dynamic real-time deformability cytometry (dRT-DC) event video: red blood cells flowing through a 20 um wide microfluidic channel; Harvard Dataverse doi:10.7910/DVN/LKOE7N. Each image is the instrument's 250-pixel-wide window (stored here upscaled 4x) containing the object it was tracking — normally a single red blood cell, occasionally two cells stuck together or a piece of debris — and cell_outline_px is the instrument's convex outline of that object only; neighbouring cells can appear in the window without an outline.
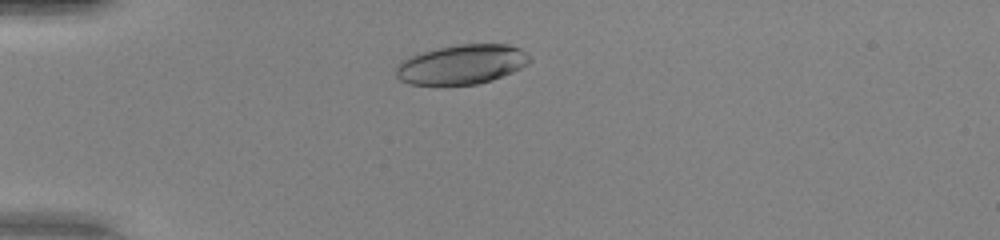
{"species": "human", "species_latin": "Homo sapiens", "temperature_condition": "warm", "stored_images_in_passage": 37, "camera_frame_rate_fps": 3000, "um_per_image_px": 0.085, "donor": {"sex": "female"}, "frame": {"image": 1, "passage_image": 1, "time_ms": 0.0, "image_size_px": [1000, 240], "cell_outline_px": [[532, 60], [528, 64], [512, 72], [492, 80], [476, 84], [444, 88], [408, 84], [400, 80], [396, 76], [396, 64], [400, 60], [408, 56], [420, 52], [460, 44], [508, 44], [520, 48]], "centroid_in_image_um": [39.17, 5.52], "position_along_channel_um": 45.8, "area_um2": 31.73}}
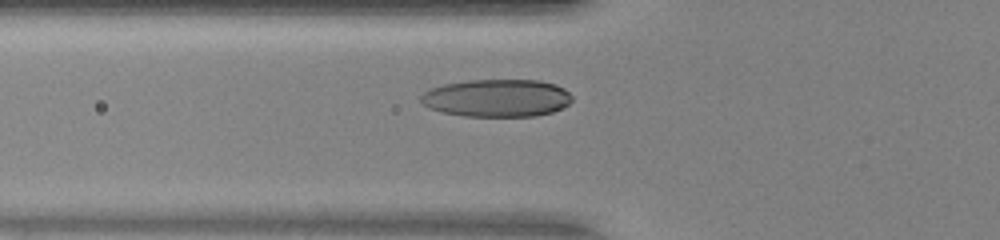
{"frame": {"image": 2, "passage_image": 6, "time_ms": 1.667, "image_size_px": [1000, 240], "cell_outline_px": [[572, 100], [568, 104], [552, 112], [536, 116], [464, 116], [444, 112], [428, 108], [420, 100], [420, 96], [424, 92], [432, 88], [444, 84], [468, 80], [540, 80], [556, 84], [564, 88], [572, 96]], "centroid_in_image_um": [42.25, 8.33], "position_along_channel_um": 83.6, "area_um2": 33.18}}
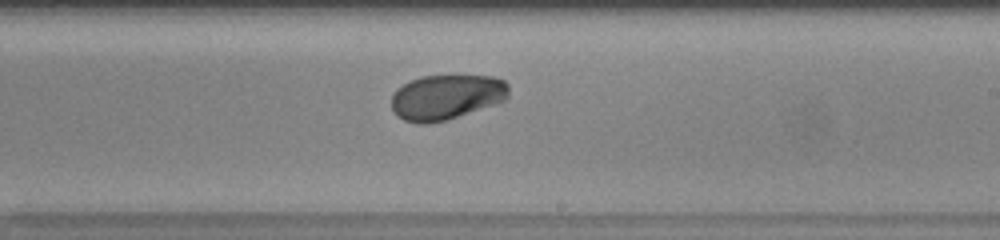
{"frame": {"image": 3, "passage_image": 18, "time_ms": 5.667, "image_size_px": [1000, 240], "cell_outline_px": [[508, 96], [504, 100], [496, 104], [448, 120], [428, 124], [420, 124], [404, 120], [396, 116], [392, 108], [392, 96], [396, 88], [412, 80], [424, 76], [492, 76], [504, 80], [508, 84]], "centroid_in_image_um": [37.94, 8.27], "position_along_channel_um": 251.1, "area_um2": 30.92}, "authors_computed_cell_mechanics": {"area_um2": 31.0386, "velocity_mm_per_s": 4.1787, "shape_relaxation_time_tau1_ms": 3.2481, "shape_relaxation_time_tau2_ms": null, "deformation_change_tau1": 0.144, "deformation_change_tau2": null}}